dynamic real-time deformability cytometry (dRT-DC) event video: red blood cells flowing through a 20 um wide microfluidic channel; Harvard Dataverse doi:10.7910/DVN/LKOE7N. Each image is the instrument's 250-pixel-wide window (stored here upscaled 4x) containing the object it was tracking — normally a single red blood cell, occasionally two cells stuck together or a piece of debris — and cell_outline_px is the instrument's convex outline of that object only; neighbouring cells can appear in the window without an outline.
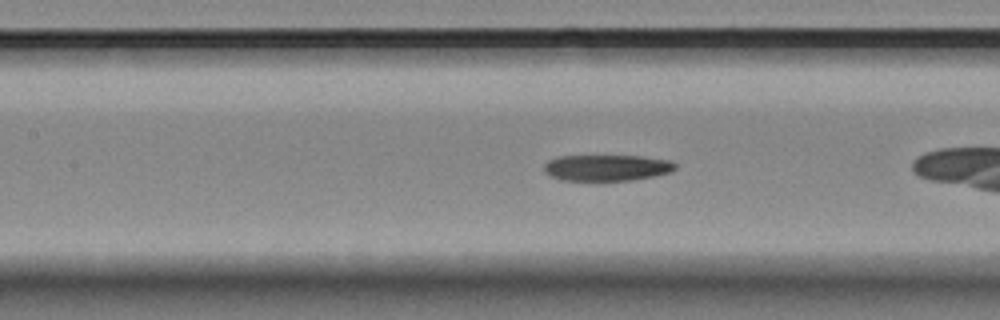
{"species": "Egyptian fruit bat (a non-hibernating species)", "species_latin": "Rousettus aegyptiacus", "temperature_condition": "room temperature", "stored_images_in_passage": 29, "camera_frame_rate_fps": 3000, "um_per_image_px": 0.085, "animal": {"sex": "female"}, "frame": {"image": 1, "passage_image": 9, "time_ms": 2.667, "image_size_px": [1000, 320], "cell_outline_px": [[676, 168], [672, 172], [632, 180], [564, 180], [552, 176], [544, 172], [544, 164], [548, 160], [556, 156], [640, 156], [672, 160], [676, 164]], "centroid_in_image_um": [51.59, 14.24], "position_along_channel_um": 155.8, "area_um2": 20.0}}
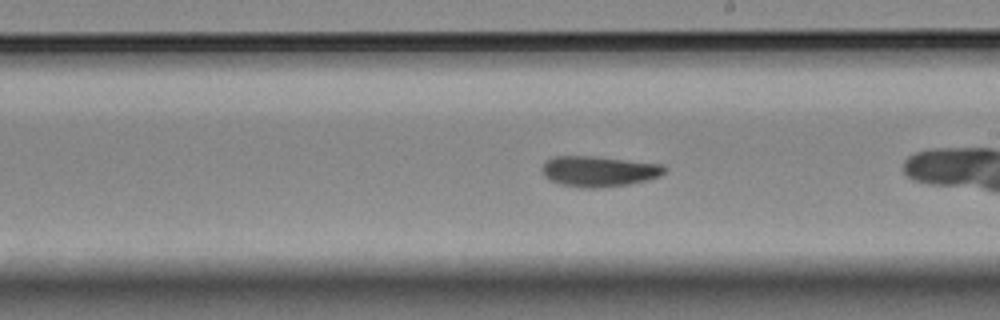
{"frame": {"image": 2, "passage_image": 16, "time_ms": 5.0, "image_size_px": [1000, 320], "cell_outline_px": [[664, 172], [660, 176], [648, 180], [628, 184], [596, 188], [580, 188], [560, 184], [548, 180], [544, 176], [544, 164], [552, 156], [592, 156], [664, 164]], "centroid_in_image_um": [50.9, 14.56], "position_along_channel_um": 238.1, "area_um2": 21.73}}
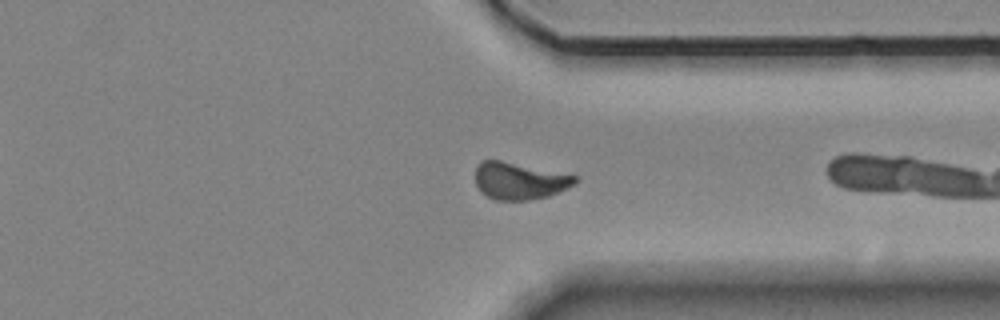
{"frame": {"image": 3, "passage_image": 27, "time_ms": 8.667, "image_size_px": [1000, 320], "cell_outline_px": [[576, 180], [572, 184], [548, 196], [528, 200], [496, 200], [488, 196], [476, 184], [476, 164], [480, 160], [500, 160], [576, 176]], "centroid_in_image_um": [44.08, 15.36], "position_along_channel_um": 367.3, "area_um2": 20.92}}